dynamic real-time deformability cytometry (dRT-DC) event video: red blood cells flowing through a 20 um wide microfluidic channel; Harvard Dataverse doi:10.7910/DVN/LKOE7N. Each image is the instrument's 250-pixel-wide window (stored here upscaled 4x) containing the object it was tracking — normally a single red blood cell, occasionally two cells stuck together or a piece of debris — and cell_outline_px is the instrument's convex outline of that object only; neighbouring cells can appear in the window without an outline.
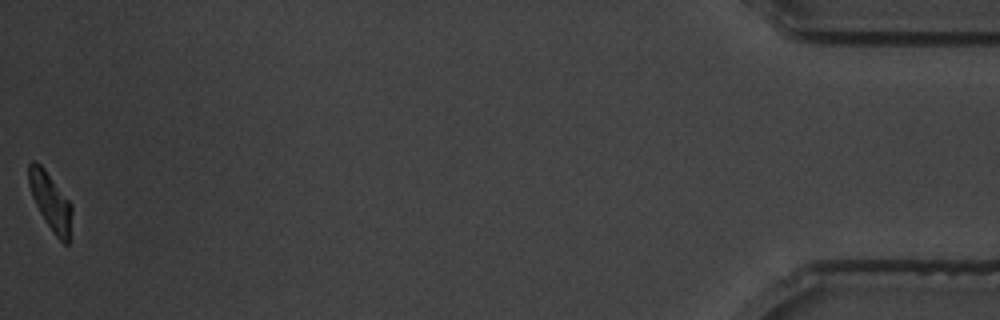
{"species": "common noctule bat (a hibernating species)", "species_latin": "Nyctalus noctula", "temperature_condition": "warm", "stored_images_in_passage": 55, "camera_frame_rate_fps": 3000, "um_per_image_px": 0.085, "animal": {"sex": "male", "body_mass_g": 19.5, "forearm_length_mm": 54.6}, "frame": {"image": 1, "passage_image": 55, "time_ms": 18.0, "image_size_px": [1000, 320], "cell_outline_px": [[72, 212], [68, 244], [64, 244], [56, 236], [40, 212], [32, 196], [28, 184], [28, 164], [32, 160], [36, 160], [44, 168], [72, 204]], "centroid_in_image_um": [4.28, 17.08], "position_along_channel_um": 430.9, "area_um2": 14.28}, "authors_computed_cell_mechanics": {"area_um2": 15.5482, "velocity_mm_per_s": 3.41, "shape_relaxation_time_tau1_ms": 3.9458, "shape_relaxation_time_tau2_ms": 2.9215, "deformation_change_tau1": 0.1641, "deformation_change_tau2": 0.087}}